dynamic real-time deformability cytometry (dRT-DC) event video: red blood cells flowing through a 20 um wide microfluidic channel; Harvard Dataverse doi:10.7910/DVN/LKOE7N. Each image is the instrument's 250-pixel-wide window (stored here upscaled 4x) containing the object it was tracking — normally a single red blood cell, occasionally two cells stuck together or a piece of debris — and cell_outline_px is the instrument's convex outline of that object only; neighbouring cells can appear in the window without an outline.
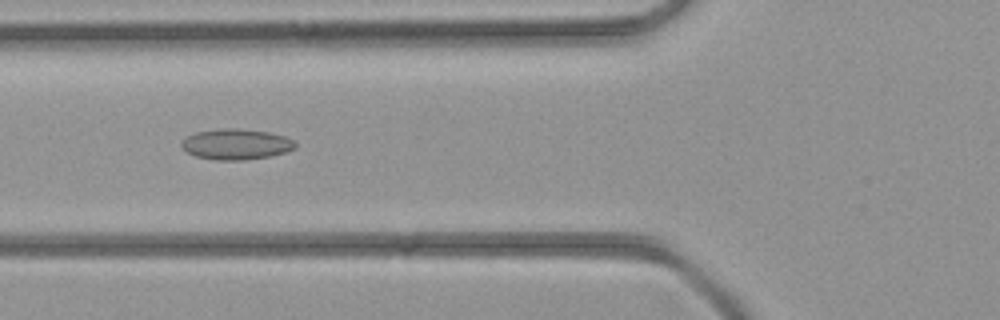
{"species": "common noctule bat (a hibernating species)", "species_latin": "Nyctalus noctula", "temperature_condition": "room temperature", "stored_images_in_passage": 39, "camera_frame_rate_fps": 3000, "um_per_image_px": 0.085, "animal": {"sex": "female", "body_mass_g": 21.9}, "frame": {"image": 1, "passage_image": 12, "time_ms": 3.667, "image_size_px": [1000, 320], "cell_outline_px": [[296, 148], [284, 152], [268, 156], [244, 160], [212, 160], [196, 156], [188, 152], [180, 144], [188, 136], [196, 132], [220, 128], [236, 128], [268, 132], [284, 136], [296, 140]], "centroid_in_image_um": [20.09, 12.25], "position_along_channel_um": 105.7, "area_um2": 20.23}}
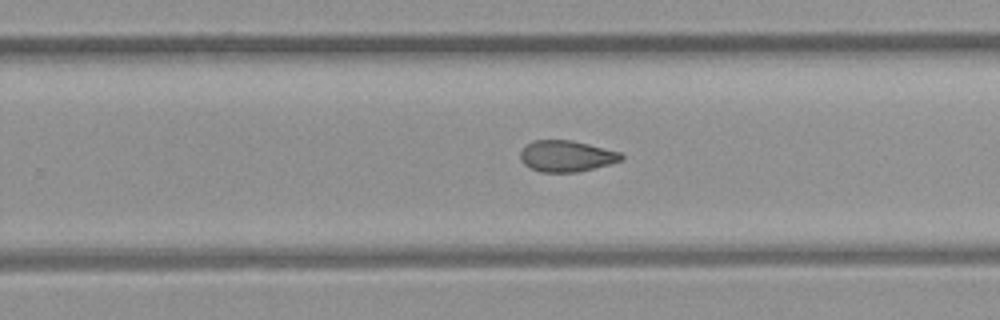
{"frame": {"image": 2, "passage_image": 23, "time_ms": 7.333, "image_size_px": [1000, 320], "cell_outline_px": [[624, 160], [612, 164], [576, 172], [540, 172], [524, 164], [520, 160], [520, 152], [532, 140], [572, 140], [620, 152], [624, 156]], "centroid_in_image_um": [48.17, 13.27], "position_along_channel_um": 281.6, "area_um2": 18.38}}
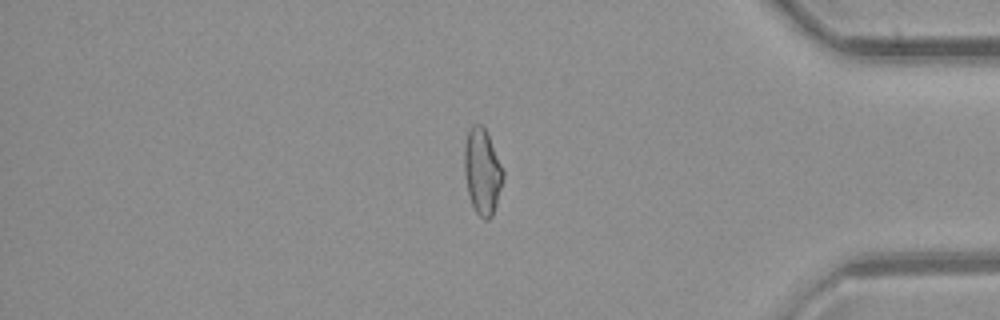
{"frame": {"image": 3, "passage_image": 32, "time_ms": 10.333, "image_size_px": [1000, 320], "cell_outline_px": [[504, 176], [496, 204], [492, 216], [488, 220], [484, 220], [476, 212], [472, 204], [468, 192], [464, 172], [464, 148], [468, 132], [472, 124], [480, 124], [484, 128], [504, 168]], "centroid_in_image_um": [41.0, 14.58], "position_along_channel_um": 394.2, "area_um2": 19.25}}